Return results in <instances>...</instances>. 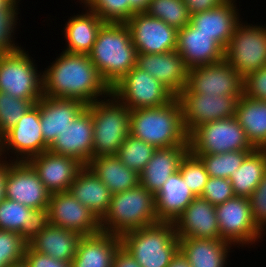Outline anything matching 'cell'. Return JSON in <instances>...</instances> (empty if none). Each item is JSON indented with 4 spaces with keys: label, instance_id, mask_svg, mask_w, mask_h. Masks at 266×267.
I'll return each instance as SVG.
<instances>
[{
    "label": "cell",
    "instance_id": "obj_39",
    "mask_svg": "<svg viewBox=\"0 0 266 267\" xmlns=\"http://www.w3.org/2000/svg\"><path fill=\"white\" fill-rule=\"evenodd\" d=\"M33 105L32 101L15 98L0 91V138L14 127Z\"/></svg>",
    "mask_w": 266,
    "mask_h": 267
},
{
    "label": "cell",
    "instance_id": "obj_10",
    "mask_svg": "<svg viewBox=\"0 0 266 267\" xmlns=\"http://www.w3.org/2000/svg\"><path fill=\"white\" fill-rule=\"evenodd\" d=\"M111 93L130 110L167 105L175 96L152 75L133 67Z\"/></svg>",
    "mask_w": 266,
    "mask_h": 267
},
{
    "label": "cell",
    "instance_id": "obj_48",
    "mask_svg": "<svg viewBox=\"0 0 266 267\" xmlns=\"http://www.w3.org/2000/svg\"><path fill=\"white\" fill-rule=\"evenodd\" d=\"M227 0H184L191 15L218 7Z\"/></svg>",
    "mask_w": 266,
    "mask_h": 267
},
{
    "label": "cell",
    "instance_id": "obj_11",
    "mask_svg": "<svg viewBox=\"0 0 266 267\" xmlns=\"http://www.w3.org/2000/svg\"><path fill=\"white\" fill-rule=\"evenodd\" d=\"M215 212L220 239L241 247L257 243L262 237L263 231L253 220L248 198L235 196L215 206Z\"/></svg>",
    "mask_w": 266,
    "mask_h": 267
},
{
    "label": "cell",
    "instance_id": "obj_47",
    "mask_svg": "<svg viewBox=\"0 0 266 267\" xmlns=\"http://www.w3.org/2000/svg\"><path fill=\"white\" fill-rule=\"evenodd\" d=\"M28 267H71V263L54 259L34 251L29 245L27 246L24 258Z\"/></svg>",
    "mask_w": 266,
    "mask_h": 267
},
{
    "label": "cell",
    "instance_id": "obj_41",
    "mask_svg": "<svg viewBox=\"0 0 266 267\" xmlns=\"http://www.w3.org/2000/svg\"><path fill=\"white\" fill-rule=\"evenodd\" d=\"M28 242L15 232L0 230V267L22 261Z\"/></svg>",
    "mask_w": 266,
    "mask_h": 267
},
{
    "label": "cell",
    "instance_id": "obj_30",
    "mask_svg": "<svg viewBox=\"0 0 266 267\" xmlns=\"http://www.w3.org/2000/svg\"><path fill=\"white\" fill-rule=\"evenodd\" d=\"M81 237L77 232L49 224L28 245L38 253L71 263Z\"/></svg>",
    "mask_w": 266,
    "mask_h": 267
},
{
    "label": "cell",
    "instance_id": "obj_19",
    "mask_svg": "<svg viewBox=\"0 0 266 267\" xmlns=\"http://www.w3.org/2000/svg\"><path fill=\"white\" fill-rule=\"evenodd\" d=\"M28 163L50 194L68 192L76 175L84 167L76 158L50 151L32 157Z\"/></svg>",
    "mask_w": 266,
    "mask_h": 267
},
{
    "label": "cell",
    "instance_id": "obj_14",
    "mask_svg": "<svg viewBox=\"0 0 266 267\" xmlns=\"http://www.w3.org/2000/svg\"><path fill=\"white\" fill-rule=\"evenodd\" d=\"M127 25L137 53L158 54L176 50L178 30L146 12L135 13Z\"/></svg>",
    "mask_w": 266,
    "mask_h": 267
},
{
    "label": "cell",
    "instance_id": "obj_45",
    "mask_svg": "<svg viewBox=\"0 0 266 267\" xmlns=\"http://www.w3.org/2000/svg\"><path fill=\"white\" fill-rule=\"evenodd\" d=\"M253 220L262 230L266 229V171L263 179L248 198ZM265 228V229H264Z\"/></svg>",
    "mask_w": 266,
    "mask_h": 267
},
{
    "label": "cell",
    "instance_id": "obj_22",
    "mask_svg": "<svg viewBox=\"0 0 266 267\" xmlns=\"http://www.w3.org/2000/svg\"><path fill=\"white\" fill-rule=\"evenodd\" d=\"M176 51L188 69L224 60V49L212 36L199 32L191 23L178 30Z\"/></svg>",
    "mask_w": 266,
    "mask_h": 267
},
{
    "label": "cell",
    "instance_id": "obj_54",
    "mask_svg": "<svg viewBox=\"0 0 266 267\" xmlns=\"http://www.w3.org/2000/svg\"><path fill=\"white\" fill-rule=\"evenodd\" d=\"M9 3L6 0H0V11H3Z\"/></svg>",
    "mask_w": 266,
    "mask_h": 267
},
{
    "label": "cell",
    "instance_id": "obj_27",
    "mask_svg": "<svg viewBox=\"0 0 266 267\" xmlns=\"http://www.w3.org/2000/svg\"><path fill=\"white\" fill-rule=\"evenodd\" d=\"M121 238L106 232L82 236L71 267H112Z\"/></svg>",
    "mask_w": 266,
    "mask_h": 267
},
{
    "label": "cell",
    "instance_id": "obj_23",
    "mask_svg": "<svg viewBox=\"0 0 266 267\" xmlns=\"http://www.w3.org/2000/svg\"><path fill=\"white\" fill-rule=\"evenodd\" d=\"M39 107L41 131L44 142L50 146L85 108L86 104L76 99L54 98L43 95L36 103Z\"/></svg>",
    "mask_w": 266,
    "mask_h": 267
},
{
    "label": "cell",
    "instance_id": "obj_29",
    "mask_svg": "<svg viewBox=\"0 0 266 267\" xmlns=\"http://www.w3.org/2000/svg\"><path fill=\"white\" fill-rule=\"evenodd\" d=\"M195 198L179 171L170 175L155 194L156 215L159 221L174 222Z\"/></svg>",
    "mask_w": 266,
    "mask_h": 267
},
{
    "label": "cell",
    "instance_id": "obj_1",
    "mask_svg": "<svg viewBox=\"0 0 266 267\" xmlns=\"http://www.w3.org/2000/svg\"><path fill=\"white\" fill-rule=\"evenodd\" d=\"M51 64L42 72L43 95L76 99L86 105L111 95V88L88 54L63 51Z\"/></svg>",
    "mask_w": 266,
    "mask_h": 267
},
{
    "label": "cell",
    "instance_id": "obj_9",
    "mask_svg": "<svg viewBox=\"0 0 266 267\" xmlns=\"http://www.w3.org/2000/svg\"><path fill=\"white\" fill-rule=\"evenodd\" d=\"M224 59L243 78L265 67L266 27L245 25L240 21L224 50Z\"/></svg>",
    "mask_w": 266,
    "mask_h": 267
},
{
    "label": "cell",
    "instance_id": "obj_43",
    "mask_svg": "<svg viewBox=\"0 0 266 267\" xmlns=\"http://www.w3.org/2000/svg\"><path fill=\"white\" fill-rule=\"evenodd\" d=\"M17 6L8 5L3 11H0V55L13 53L21 49L13 41L15 25H17Z\"/></svg>",
    "mask_w": 266,
    "mask_h": 267
},
{
    "label": "cell",
    "instance_id": "obj_2",
    "mask_svg": "<svg viewBox=\"0 0 266 267\" xmlns=\"http://www.w3.org/2000/svg\"><path fill=\"white\" fill-rule=\"evenodd\" d=\"M88 56L112 88L136 66L137 50L127 25L105 22L99 29Z\"/></svg>",
    "mask_w": 266,
    "mask_h": 267
},
{
    "label": "cell",
    "instance_id": "obj_56",
    "mask_svg": "<svg viewBox=\"0 0 266 267\" xmlns=\"http://www.w3.org/2000/svg\"><path fill=\"white\" fill-rule=\"evenodd\" d=\"M86 7L92 2V0H80Z\"/></svg>",
    "mask_w": 266,
    "mask_h": 267
},
{
    "label": "cell",
    "instance_id": "obj_24",
    "mask_svg": "<svg viewBox=\"0 0 266 267\" xmlns=\"http://www.w3.org/2000/svg\"><path fill=\"white\" fill-rule=\"evenodd\" d=\"M48 225L47 209L35 210L7 198L0 203V230L19 233L28 243Z\"/></svg>",
    "mask_w": 266,
    "mask_h": 267
},
{
    "label": "cell",
    "instance_id": "obj_31",
    "mask_svg": "<svg viewBox=\"0 0 266 267\" xmlns=\"http://www.w3.org/2000/svg\"><path fill=\"white\" fill-rule=\"evenodd\" d=\"M231 245L222 239L179 238V252L191 267L226 266Z\"/></svg>",
    "mask_w": 266,
    "mask_h": 267
},
{
    "label": "cell",
    "instance_id": "obj_25",
    "mask_svg": "<svg viewBox=\"0 0 266 267\" xmlns=\"http://www.w3.org/2000/svg\"><path fill=\"white\" fill-rule=\"evenodd\" d=\"M235 0H227L218 7L191 15L190 23L212 38L225 50L240 22ZM238 14V15H237Z\"/></svg>",
    "mask_w": 266,
    "mask_h": 267
},
{
    "label": "cell",
    "instance_id": "obj_4",
    "mask_svg": "<svg viewBox=\"0 0 266 267\" xmlns=\"http://www.w3.org/2000/svg\"><path fill=\"white\" fill-rule=\"evenodd\" d=\"M157 222L155 195L142 185L113 194L107 213L100 220L101 231L123 234Z\"/></svg>",
    "mask_w": 266,
    "mask_h": 267
},
{
    "label": "cell",
    "instance_id": "obj_16",
    "mask_svg": "<svg viewBox=\"0 0 266 267\" xmlns=\"http://www.w3.org/2000/svg\"><path fill=\"white\" fill-rule=\"evenodd\" d=\"M5 198L35 210L48 209L50 193L28 162H8Z\"/></svg>",
    "mask_w": 266,
    "mask_h": 267
},
{
    "label": "cell",
    "instance_id": "obj_49",
    "mask_svg": "<svg viewBox=\"0 0 266 267\" xmlns=\"http://www.w3.org/2000/svg\"><path fill=\"white\" fill-rule=\"evenodd\" d=\"M112 267H141L140 264L126 251L125 248L120 246L115 252Z\"/></svg>",
    "mask_w": 266,
    "mask_h": 267
},
{
    "label": "cell",
    "instance_id": "obj_44",
    "mask_svg": "<svg viewBox=\"0 0 266 267\" xmlns=\"http://www.w3.org/2000/svg\"><path fill=\"white\" fill-rule=\"evenodd\" d=\"M200 197L217 206L235 197V194L228 178L209 177Z\"/></svg>",
    "mask_w": 266,
    "mask_h": 267
},
{
    "label": "cell",
    "instance_id": "obj_46",
    "mask_svg": "<svg viewBox=\"0 0 266 267\" xmlns=\"http://www.w3.org/2000/svg\"><path fill=\"white\" fill-rule=\"evenodd\" d=\"M243 95L266 101V66L243 78Z\"/></svg>",
    "mask_w": 266,
    "mask_h": 267
},
{
    "label": "cell",
    "instance_id": "obj_26",
    "mask_svg": "<svg viewBox=\"0 0 266 267\" xmlns=\"http://www.w3.org/2000/svg\"><path fill=\"white\" fill-rule=\"evenodd\" d=\"M188 152L189 145L157 148L139 173V184L155 195L169 176L179 171L180 162Z\"/></svg>",
    "mask_w": 266,
    "mask_h": 267
},
{
    "label": "cell",
    "instance_id": "obj_42",
    "mask_svg": "<svg viewBox=\"0 0 266 267\" xmlns=\"http://www.w3.org/2000/svg\"><path fill=\"white\" fill-rule=\"evenodd\" d=\"M87 7L104 22L125 23L129 20V0H92Z\"/></svg>",
    "mask_w": 266,
    "mask_h": 267
},
{
    "label": "cell",
    "instance_id": "obj_51",
    "mask_svg": "<svg viewBox=\"0 0 266 267\" xmlns=\"http://www.w3.org/2000/svg\"><path fill=\"white\" fill-rule=\"evenodd\" d=\"M0 158V203L5 199V176L7 173V161Z\"/></svg>",
    "mask_w": 266,
    "mask_h": 267
},
{
    "label": "cell",
    "instance_id": "obj_17",
    "mask_svg": "<svg viewBox=\"0 0 266 267\" xmlns=\"http://www.w3.org/2000/svg\"><path fill=\"white\" fill-rule=\"evenodd\" d=\"M49 224L79 233L81 236L101 232L100 220L69 191L50 194Z\"/></svg>",
    "mask_w": 266,
    "mask_h": 267
},
{
    "label": "cell",
    "instance_id": "obj_5",
    "mask_svg": "<svg viewBox=\"0 0 266 267\" xmlns=\"http://www.w3.org/2000/svg\"><path fill=\"white\" fill-rule=\"evenodd\" d=\"M121 246L141 267H167L179 252V238L173 222L129 231L121 237Z\"/></svg>",
    "mask_w": 266,
    "mask_h": 267
},
{
    "label": "cell",
    "instance_id": "obj_52",
    "mask_svg": "<svg viewBox=\"0 0 266 267\" xmlns=\"http://www.w3.org/2000/svg\"><path fill=\"white\" fill-rule=\"evenodd\" d=\"M167 267H191V266L189 265L187 260L182 256V254L178 252Z\"/></svg>",
    "mask_w": 266,
    "mask_h": 267
},
{
    "label": "cell",
    "instance_id": "obj_53",
    "mask_svg": "<svg viewBox=\"0 0 266 267\" xmlns=\"http://www.w3.org/2000/svg\"><path fill=\"white\" fill-rule=\"evenodd\" d=\"M7 267H28L27 263L25 262V260L23 259L22 261H19L17 263H13L10 266Z\"/></svg>",
    "mask_w": 266,
    "mask_h": 267
},
{
    "label": "cell",
    "instance_id": "obj_37",
    "mask_svg": "<svg viewBox=\"0 0 266 267\" xmlns=\"http://www.w3.org/2000/svg\"><path fill=\"white\" fill-rule=\"evenodd\" d=\"M251 151L253 150H238L220 154H201L194 156L202 161L209 177L229 179Z\"/></svg>",
    "mask_w": 266,
    "mask_h": 267
},
{
    "label": "cell",
    "instance_id": "obj_28",
    "mask_svg": "<svg viewBox=\"0 0 266 267\" xmlns=\"http://www.w3.org/2000/svg\"><path fill=\"white\" fill-rule=\"evenodd\" d=\"M69 192L89 208L99 220L109 209L112 193L87 166L78 172Z\"/></svg>",
    "mask_w": 266,
    "mask_h": 267
},
{
    "label": "cell",
    "instance_id": "obj_35",
    "mask_svg": "<svg viewBox=\"0 0 266 267\" xmlns=\"http://www.w3.org/2000/svg\"><path fill=\"white\" fill-rule=\"evenodd\" d=\"M266 171V149L251 151L229 180L235 196L249 198Z\"/></svg>",
    "mask_w": 266,
    "mask_h": 267
},
{
    "label": "cell",
    "instance_id": "obj_55",
    "mask_svg": "<svg viewBox=\"0 0 266 267\" xmlns=\"http://www.w3.org/2000/svg\"><path fill=\"white\" fill-rule=\"evenodd\" d=\"M10 5H13V6H17V7H19L18 5V3H19V1L20 0H6Z\"/></svg>",
    "mask_w": 266,
    "mask_h": 267
},
{
    "label": "cell",
    "instance_id": "obj_21",
    "mask_svg": "<svg viewBox=\"0 0 266 267\" xmlns=\"http://www.w3.org/2000/svg\"><path fill=\"white\" fill-rule=\"evenodd\" d=\"M178 238L220 239L215 206L195 197L173 222Z\"/></svg>",
    "mask_w": 266,
    "mask_h": 267
},
{
    "label": "cell",
    "instance_id": "obj_13",
    "mask_svg": "<svg viewBox=\"0 0 266 267\" xmlns=\"http://www.w3.org/2000/svg\"><path fill=\"white\" fill-rule=\"evenodd\" d=\"M49 146L44 142L41 131L39 107L34 104L17 122L0 138V156L11 150L17 157L10 162H28L45 151ZM21 156V157H19Z\"/></svg>",
    "mask_w": 266,
    "mask_h": 267
},
{
    "label": "cell",
    "instance_id": "obj_6",
    "mask_svg": "<svg viewBox=\"0 0 266 267\" xmlns=\"http://www.w3.org/2000/svg\"><path fill=\"white\" fill-rule=\"evenodd\" d=\"M110 97L88 105L93 119V157L117 155L130 135V109L112 93Z\"/></svg>",
    "mask_w": 266,
    "mask_h": 267
},
{
    "label": "cell",
    "instance_id": "obj_12",
    "mask_svg": "<svg viewBox=\"0 0 266 267\" xmlns=\"http://www.w3.org/2000/svg\"><path fill=\"white\" fill-rule=\"evenodd\" d=\"M241 96L191 93L185 87L177 98L182 105L183 123L188 135L202 124L235 117Z\"/></svg>",
    "mask_w": 266,
    "mask_h": 267
},
{
    "label": "cell",
    "instance_id": "obj_33",
    "mask_svg": "<svg viewBox=\"0 0 266 267\" xmlns=\"http://www.w3.org/2000/svg\"><path fill=\"white\" fill-rule=\"evenodd\" d=\"M85 8V14L70 17L64 27L68 42L65 52L88 54L96 41L99 29L105 23L96 13Z\"/></svg>",
    "mask_w": 266,
    "mask_h": 267
},
{
    "label": "cell",
    "instance_id": "obj_7",
    "mask_svg": "<svg viewBox=\"0 0 266 267\" xmlns=\"http://www.w3.org/2000/svg\"><path fill=\"white\" fill-rule=\"evenodd\" d=\"M192 155L254 150L236 117L202 124L188 135Z\"/></svg>",
    "mask_w": 266,
    "mask_h": 267
},
{
    "label": "cell",
    "instance_id": "obj_38",
    "mask_svg": "<svg viewBox=\"0 0 266 267\" xmlns=\"http://www.w3.org/2000/svg\"><path fill=\"white\" fill-rule=\"evenodd\" d=\"M157 148L129 135L120 146L117 157L138 174L145 168Z\"/></svg>",
    "mask_w": 266,
    "mask_h": 267
},
{
    "label": "cell",
    "instance_id": "obj_3",
    "mask_svg": "<svg viewBox=\"0 0 266 267\" xmlns=\"http://www.w3.org/2000/svg\"><path fill=\"white\" fill-rule=\"evenodd\" d=\"M130 135L156 148L188 145L179 99L160 107L130 110Z\"/></svg>",
    "mask_w": 266,
    "mask_h": 267
},
{
    "label": "cell",
    "instance_id": "obj_20",
    "mask_svg": "<svg viewBox=\"0 0 266 267\" xmlns=\"http://www.w3.org/2000/svg\"><path fill=\"white\" fill-rule=\"evenodd\" d=\"M136 67L155 77L175 97L187 84L188 68L176 50L158 54L137 53Z\"/></svg>",
    "mask_w": 266,
    "mask_h": 267
},
{
    "label": "cell",
    "instance_id": "obj_18",
    "mask_svg": "<svg viewBox=\"0 0 266 267\" xmlns=\"http://www.w3.org/2000/svg\"><path fill=\"white\" fill-rule=\"evenodd\" d=\"M48 151L76 158L84 166L88 164L93 158V119L88 105L57 135Z\"/></svg>",
    "mask_w": 266,
    "mask_h": 267
},
{
    "label": "cell",
    "instance_id": "obj_36",
    "mask_svg": "<svg viewBox=\"0 0 266 267\" xmlns=\"http://www.w3.org/2000/svg\"><path fill=\"white\" fill-rule=\"evenodd\" d=\"M148 15L163 20L166 24L180 30L190 23L191 14L184 0H151Z\"/></svg>",
    "mask_w": 266,
    "mask_h": 267
},
{
    "label": "cell",
    "instance_id": "obj_8",
    "mask_svg": "<svg viewBox=\"0 0 266 267\" xmlns=\"http://www.w3.org/2000/svg\"><path fill=\"white\" fill-rule=\"evenodd\" d=\"M24 49L0 55V91L36 104L43 96V74Z\"/></svg>",
    "mask_w": 266,
    "mask_h": 267
},
{
    "label": "cell",
    "instance_id": "obj_50",
    "mask_svg": "<svg viewBox=\"0 0 266 267\" xmlns=\"http://www.w3.org/2000/svg\"><path fill=\"white\" fill-rule=\"evenodd\" d=\"M151 0H129V19L137 12H145Z\"/></svg>",
    "mask_w": 266,
    "mask_h": 267
},
{
    "label": "cell",
    "instance_id": "obj_34",
    "mask_svg": "<svg viewBox=\"0 0 266 267\" xmlns=\"http://www.w3.org/2000/svg\"><path fill=\"white\" fill-rule=\"evenodd\" d=\"M235 117L255 149H266V101L242 95L236 105Z\"/></svg>",
    "mask_w": 266,
    "mask_h": 267
},
{
    "label": "cell",
    "instance_id": "obj_40",
    "mask_svg": "<svg viewBox=\"0 0 266 267\" xmlns=\"http://www.w3.org/2000/svg\"><path fill=\"white\" fill-rule=\"evenodd\" d=\"M179 172L195 197H200L209 176L202 161L188 152L181 160Z\"/></svg>",
    "mask_w": 266,
    "mask_h": 267
},
{
    "label": "cell",
    "instance_id": "obj_15",
    "mask_svg": "<svg viewBox=\"0 0 266 267\" xmlns=\"http://www.w3.org/2000/svg\"><path fill=\"white\" fill-rule=\"evenodd\" d=\"M191 93L206 95H243V77L225 59L221 62L188 69Z\"/></svg>",
    "mask_w": 266,
    "mask_h": 267
},
{
    "label": "cell",
    "instance_id": "obj_32",
    "mask_svg": "<svg viewBox=\"0 0 266 267\" xmlns=\"http://www.w3.org/2000/svg\"><path fill=\"white\" fill-rule=\"evenodd\" d=\"M113 194L139 184V174L126 167L116 155L93 157L86 165Z\"/></svg>",
    "mask_w": 266,
    "mask_h": 267
}]
</instances>
